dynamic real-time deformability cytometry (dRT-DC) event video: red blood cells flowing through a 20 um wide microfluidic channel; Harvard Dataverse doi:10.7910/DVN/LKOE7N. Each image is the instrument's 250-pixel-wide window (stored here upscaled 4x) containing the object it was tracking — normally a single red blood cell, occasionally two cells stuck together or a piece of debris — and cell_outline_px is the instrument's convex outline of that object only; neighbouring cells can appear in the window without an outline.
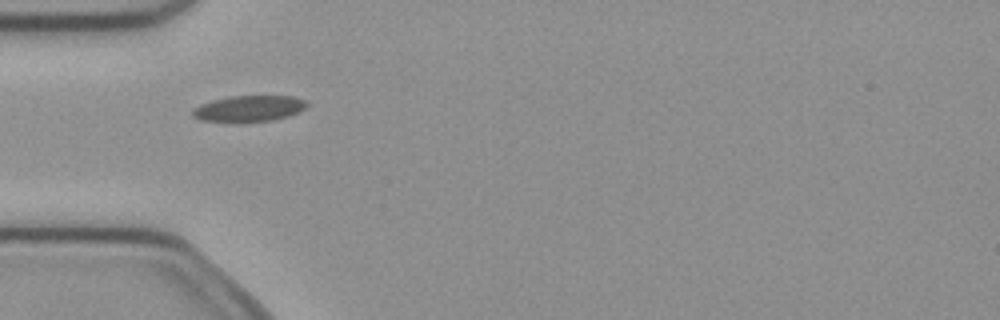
{"species": "common noctule bat (a hibernating species)", "species_latin": "Nyctalus noctula", "temperature_condition": "cold", "stored_images_in_passage": 7, "camera_frame_rate_fps": 3000, "um_per_image_px": 0.085, "animal": {"sex": "female", "body_mass_g": 21.9}, "frame": {"image": 1, "passage_image": 6, "time_ms": 1.667, "image_size_px": [1000, 320], "cell_outline_px": [[308, 104], [300, 112], [288, 116], [272, 120], [240, 124], [232, 124], [200, 120], [192, 116], [192, 108], [200, 104], [212, 100], [232, 96], [292, 96], [304, 100]], "centroid_in_image_um": [21.09, 9.27], "position_along_channel_um": 63.9, "area_um2": 17.98}}